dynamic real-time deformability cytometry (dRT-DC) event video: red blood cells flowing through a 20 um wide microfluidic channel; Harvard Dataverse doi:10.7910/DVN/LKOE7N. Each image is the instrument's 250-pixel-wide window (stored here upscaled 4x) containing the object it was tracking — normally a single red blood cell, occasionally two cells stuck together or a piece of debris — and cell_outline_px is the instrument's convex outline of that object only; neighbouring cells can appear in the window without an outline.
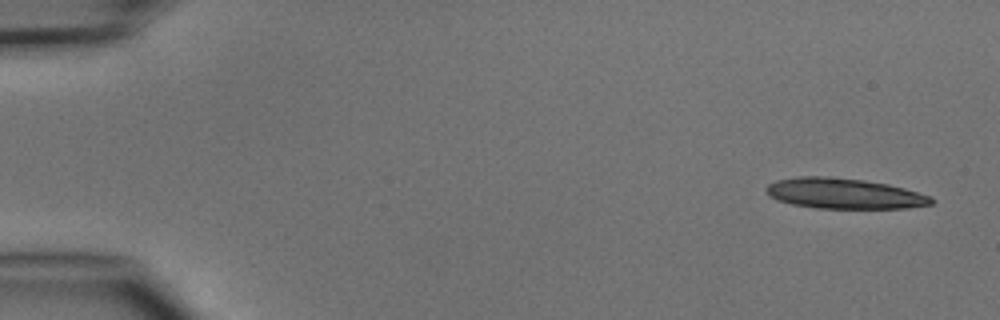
{"species": "common noctule bat (a hibernating species)", "species_latin": "Nyctalus noctula", "temperature_condition": "cold", "stored_images_in_passage": 5, "segment_of_instrument_passage": [1, 2], "camera_frame_rate_fps": 3000, "um_per_image_px": 0.085, "animal": {"sex": "male", "body_mass_g": 15.6}, "frame": {"image": 1, "passage_image": 1, "time_ms": 0.0, "image_size_px": [1000, 320], "cell_outline_px": [[936, 200], [932, 204], [908, 208], [816, 208], [792, 204], [776, 200], [768, 196], [764, 192], [764, 188], [768, 184], [776, 180], [796, 176], [820, 176], [864, 180], [888, 184], [904, 188], [932, 196]], "centroid_in_image_um": [71.72, 16.45], "position_along_channel_um": 13.3, "area_um2": 29.59}}